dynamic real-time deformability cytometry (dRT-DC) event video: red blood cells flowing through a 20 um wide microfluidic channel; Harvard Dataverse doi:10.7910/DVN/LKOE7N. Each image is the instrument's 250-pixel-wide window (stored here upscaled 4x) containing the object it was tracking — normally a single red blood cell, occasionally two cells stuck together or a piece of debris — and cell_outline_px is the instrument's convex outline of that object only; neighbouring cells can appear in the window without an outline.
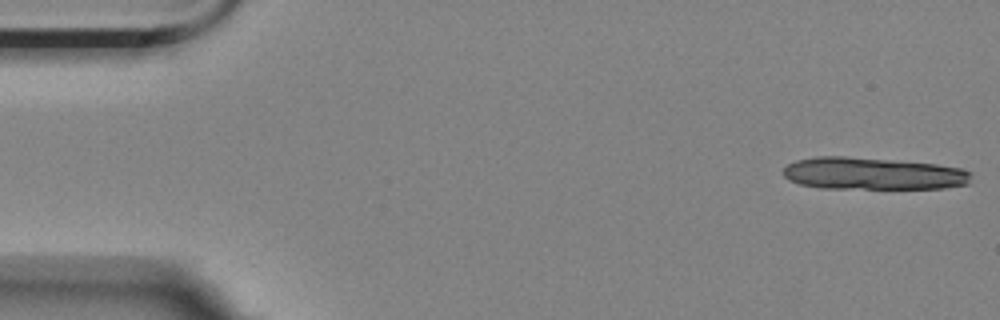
{"species": "Egyptian fruit bat (a non-hibernating species)", "species_latin": "Rousettus aegyptiacus", "temperature_condition": "room temperature", "stored_images_in_passage": 6, "camera_frame_rate_fps": 3000, "um_per_image_px": 0.085, "animal": {"sex": "female"}, "frame": {"image": 1, "passage_image": 1, "time_ms": 0.0, "image_size_px": [1000, 320], "cell_outline_px": [[972, 172], [968, 184], [944, 188], [820, 188], [800, 184], [788, 180], [784, 176], [784, 168], [788, 164], [796, 160], [816, 156], [844, 156], [892, 160], [936, 164], [964, 168]], "centroid_in_image_um": [74.2, 14.75], "position_along_channel_um": 10.8, "area_um2": 35.37}}
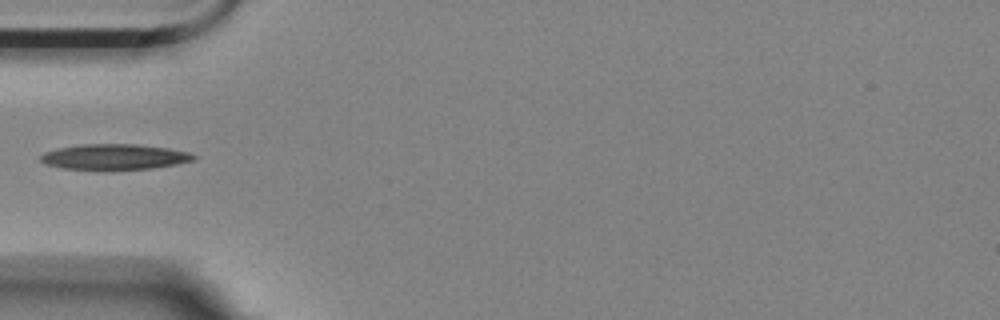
{"frame": {"image": 2, "passage_image": 6, "time_ms": 1.667, "image_size_px": [1000, 320], "cell_outline_px": [[196, 156], [192, 160], [176, 164], [152, 168], [104, 172], [96, 172], [64, 168], [48, 164], [40, 160], [40, 156], [44, 152], [60, 148], [80, 144], [136, 144], [168, 148], [192, 152]], "centroid_in_image_um": [9.72, 13.36], "position_along_channel_um": 75.3, "area_um2": 23.47}}